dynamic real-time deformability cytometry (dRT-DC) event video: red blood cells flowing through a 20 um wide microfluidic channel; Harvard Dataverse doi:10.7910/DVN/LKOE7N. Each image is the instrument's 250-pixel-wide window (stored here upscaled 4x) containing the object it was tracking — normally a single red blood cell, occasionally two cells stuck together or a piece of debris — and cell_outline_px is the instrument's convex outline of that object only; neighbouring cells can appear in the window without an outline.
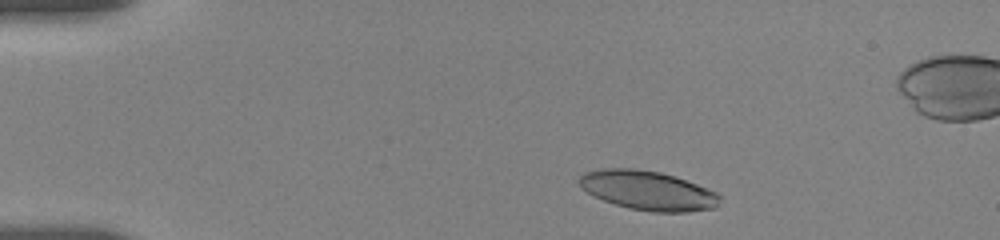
{"species": "human", "species_latin": "Homo sapiens", "temperature_condition": "room temperature", "stored_images_in_passage": 38, "camera_frame_rate_fps": 3000, "um_per_image_px": 0.085, "donor": {"sex": "female"}, "frame": {"image": 1, "passage_image": 5, "time_ms": 1.0, "image_size_px": [1000, 240], "cell_outline_px": [[720, 200], [716, 208], [688, 212], [652, 212], [628, 208], [604, 200], [580, 188], [576, 180], [584, 172], [600, 168], [632, 168], [660, 172], [708, 188], [716, 192], [720, 196]], "centroid_in_image_um": [55.04, 16.19], "position_along_channel_um": 30.0, "area_um2": 32.19}}
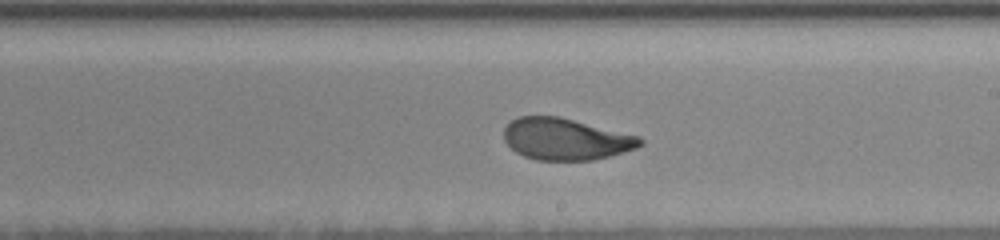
{"frame": {"image": 2, "passage_image": 27, "time_ms": 8.667, "image_size_px": [1000, 240], "cell_outline_px": [[644, 144], [636, 148], [624, 152], [592, 160], [536, 160], [524, 156], [516, 152], [504, 140], [504, 128], [512, 120], [520, 116], [560, 116], [640, 136], [644, 140]], "centroid_in_image_um": [48.11, 11.82], "position_along_channel_um": 240.9, "area_um2": 33.18}}
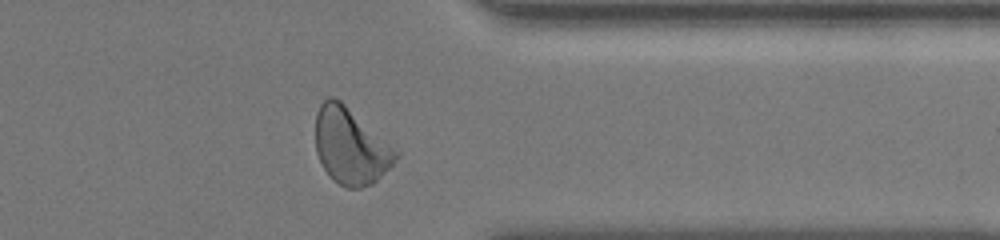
{"frame": {"image": 3, "passage_image": 37, "time_ms": 12.667, "image_size_px": [1000, 240], "cell_outline_px": [[400, 152], [396, 160], [372, 184], [360, 188], [348, 188], [332, 180], [324, 168], [316, 152], [316, 112], [320, 104], [328, 96], [332, 96], [340, 100]], "centroid_in_image_um": [29.79, 12.42], "position_along_channel_um": 381.6, "area_um2": 35.37}, "authors_computed_cell_mechanics": {"area_um2": 33.5529, "velocity_mm_per_s": 3.628, "shape_relaxation_time_tau1_ms": 4.6378, "shape_relaxation_time_tau2_ms": 1.3568, "deformation_change_tau1": 0.1826, "deformation_change_tau2": 0.0736}}